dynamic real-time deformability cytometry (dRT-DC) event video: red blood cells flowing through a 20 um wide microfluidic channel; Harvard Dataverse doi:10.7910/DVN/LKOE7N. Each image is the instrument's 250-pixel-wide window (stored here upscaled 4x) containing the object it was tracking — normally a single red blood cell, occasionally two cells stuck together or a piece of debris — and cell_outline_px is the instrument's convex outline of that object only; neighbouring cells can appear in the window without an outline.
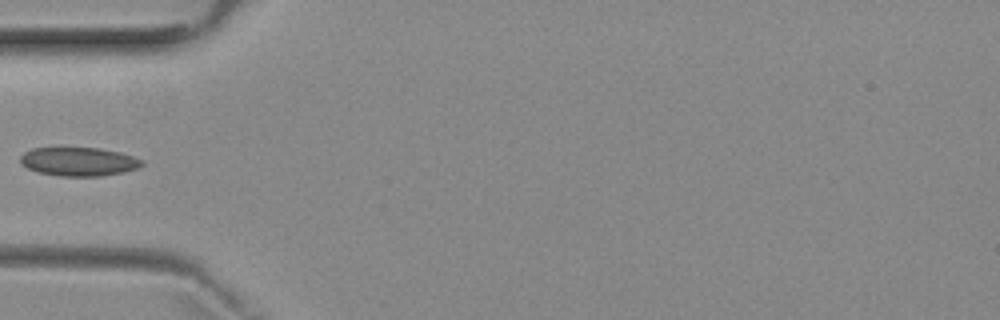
{"species": "common noctule bat (a hibernating species)", "species_latin": "Nyctalus noctula", "temperature_condition": "room temperature", "stored_images_in_passage": 4, "camera_frame_rate_fps": 3000, "um_per_image_px": 0.085, "animal": {"sex": "female", "body_mass_g": 29.2, "forearm_length_mm": 56.3}, "frame": {"image": 1, "passage_image": 3, "time_ms": 2.333, "image_size_px": [1000, 320], "cell_outline_px": [[144, 164], [140, 168], [124, 172], [100, 176], [60, 176], [36, 172], [20, 164], [20, 156], [24, 152], [32, 148], [100, 148], [120, 152], [144, 160]], "centroid_in_image_um": [6.7, 13.74], "position_along_channel_um": 78.3, "area_um2": 20.52}}
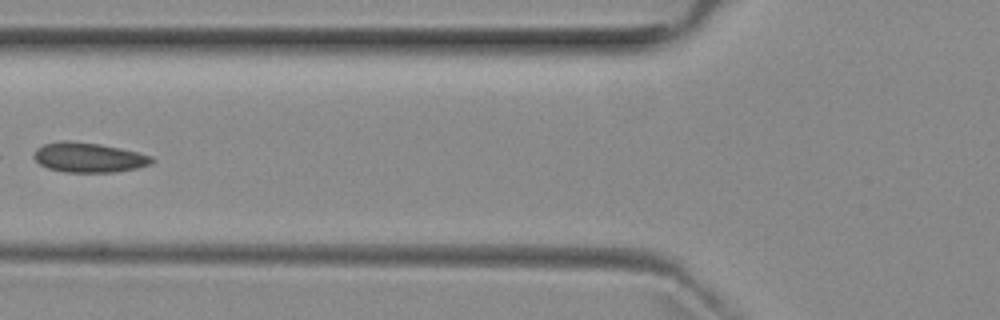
{"frame": {"image": 2, "passage_image": 4, "time_ms": 3.333, "image_size_px": [1000, 320], "cell_outline_px": [[156, 160], [152, 164], [140, 168], [116, 172], [64, 172], [48, 168], [40, 164], [32, 156], [36, 148], [44, 144], [60, 140], [68, 140], [100, 144], [120, 148], [152, 156]], "centroid_in_image_um": [7.56, 13.38], "position_along_channel_um": 118.2, "area_um2": 20.69}}